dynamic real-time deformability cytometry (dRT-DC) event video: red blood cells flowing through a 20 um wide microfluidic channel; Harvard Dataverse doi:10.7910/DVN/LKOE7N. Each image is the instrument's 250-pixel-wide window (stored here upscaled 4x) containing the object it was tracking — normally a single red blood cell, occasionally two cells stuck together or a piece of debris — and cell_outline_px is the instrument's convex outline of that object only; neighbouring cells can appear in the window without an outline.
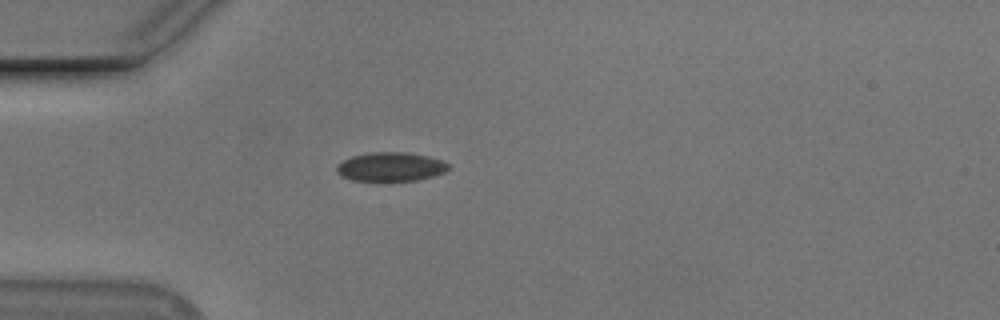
{"species": "Egyptian fruit bat (a non-hibernating species)", "species_latin": "Rousettus aegyptiacus", "temperature_condition": "cold", "stored_images_in_passage": 40, "camera_frame_rate_fps": 3000, "um_per_image_px": 0.085, "animal": {"sex": "male"}, "frame": {"image": 1, "passage_image": 1, "time_ms": 0.0, "image_size_px": [1000, 320], "cell_outline_px": [[448, 168], [444, 172], [432, 176], [416, 180], [352, 180], [336, 172], [336, 164], [352, 156], [368, 152], [408, 152], [428, 156], [440, 160], [448, 164]], "centroid_in_image_um": [33.17, 14.16], "position_along_channel_um": 51.8, "area_um2": 18.61}}
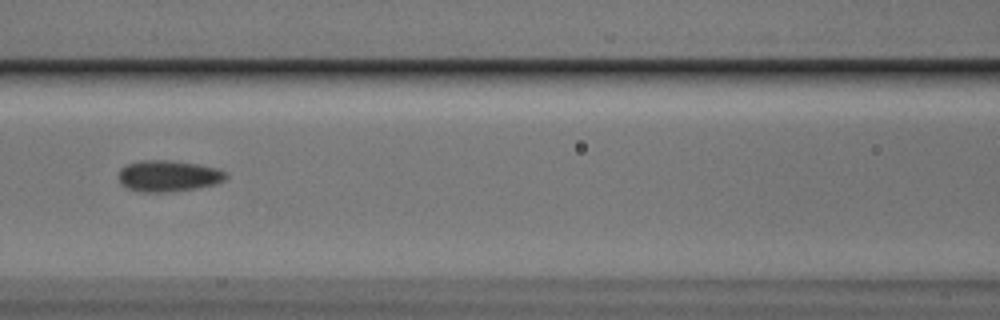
{"frame": {"image": 2, "passage_image": 10, "time_ms": 3.0, "image_size_px": [1000, 320], "cell_outline_px": [[228, 176], [224, 180], [216, 184], [196, 188], [164, 192], [144, 192], [128, 188], [120, 184], [120, 168], [128, 164], [152, 160], [168, 160], [196, 164], [216, 168], [224, 172]], "centroid_in_image_um": [14.32, 14.96], "position_along_channel_um": 152.3, "area_um2": 19.13}}
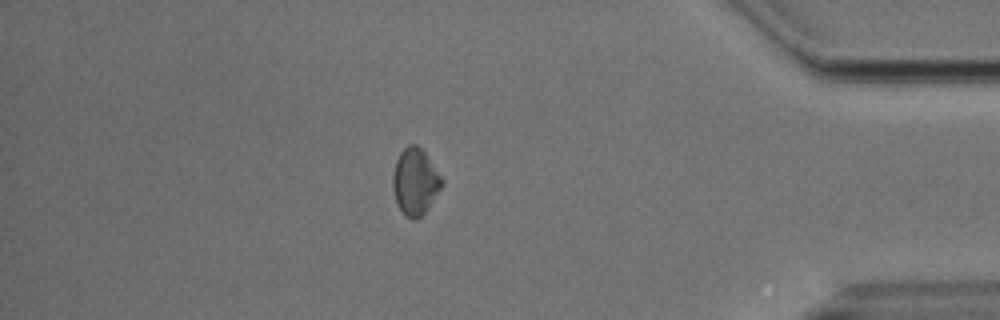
{"frame": {"image": 3, "passage_image": 33, "time_ms": 10.667, "image_size_px": [1000, 320], "cell_outline_px": [[444, 184], [428, 208], [416, 220], [412, 220], [400, 208], [396, 200], [392, 184], [392, 176], [396, 160], [400, 152], [408, 144], [416, 144], [424, 152], [444, 180]], "centroid_in_image_um": [35.3, 15.42], "position_along_channel_um": 399.9, "area_um2": 18.79}, "authors_computed_cell_mechanics": {"area_um2": 18.9295, "velocity_mm_per_s": 3.708, "shape_relaxation_time_tau1_ms": 2.925, "shape_relaxation_time_tau2_ms": 3.2993, "deformation_change_tau1": 0.0615, "deformation_change_tau2": 0.0658}}